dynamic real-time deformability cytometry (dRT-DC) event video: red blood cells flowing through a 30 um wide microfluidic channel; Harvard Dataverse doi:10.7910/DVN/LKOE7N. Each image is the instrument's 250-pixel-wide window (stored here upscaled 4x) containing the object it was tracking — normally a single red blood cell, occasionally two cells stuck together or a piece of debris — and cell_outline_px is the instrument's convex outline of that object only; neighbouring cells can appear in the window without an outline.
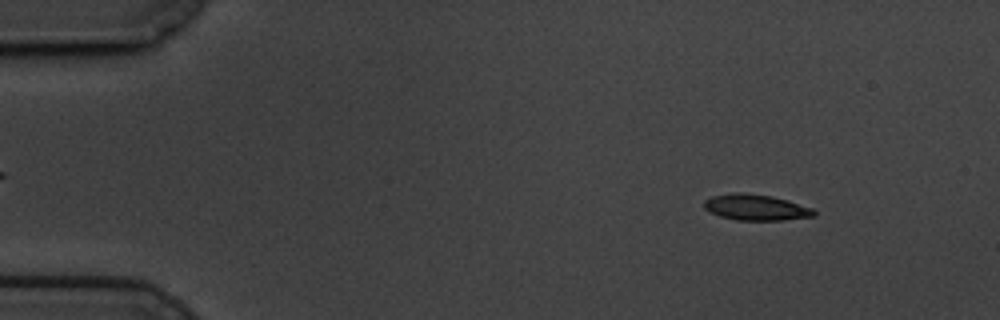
{"species": "common noctule bat (a hibernating species)", "species_latin": "Nyctalus noctula", "temperature_condition": "cold", "stored_images_in_passage": 59, "camera_frame_rate_fps": 3000, "um_per_image_px": 0.085, "animal": {"sex": "male", "body_mass_g": 19.5, "forearm_length_mm": 54.6}, "frame": {"image": 1, "passage_image": 7, "time_ms": 2.0, "image_size_px": [1000, 320], "cell_outline_px": [[816, 216], [784, 220], [736, 220], [720, 216], [704, 208], [704, 200], [712, 196], [732, 192], [744, 192], [772, 196], [788, 200], [812, 208], [816, 212]], "centroid_in_image_um": [64.26, 17.62], "position_along_channel_um": 20.7, "area_um2": 16.7}}
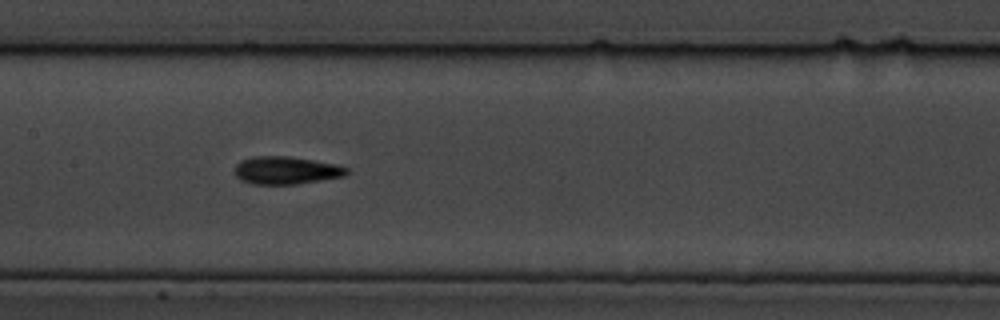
{"frame": {"image": 2, "passage_image": 29, "time_ms": 9.333, "image_size_px": [1000, 320], "cell_outline_px": [[348, 172], [344, 176], [296, 184], [252, 184], [240, 180], [236, 176], [236, 164], [240, 160], [256, 156], [288, 156], [336, 164], [348, 168]], "centroid_in_image_um": [24.3, 14.48], "position_along_channel_um": 183.1, "area_um2": 17.98}}
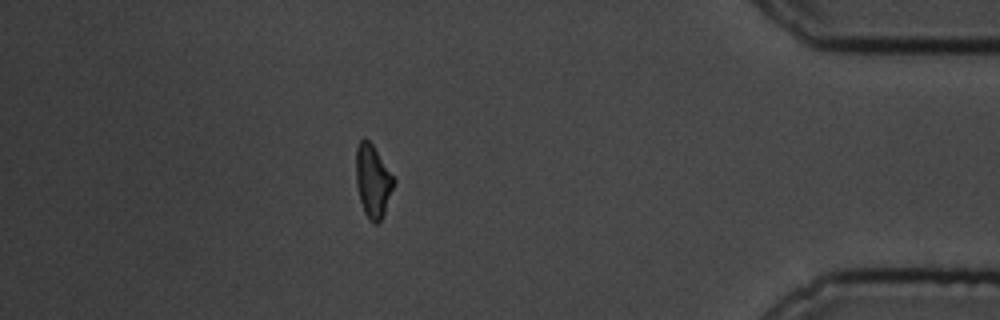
{"frame": {"image": 3, "passage_image": 52, "time_ms": 17.0, "image_size_px": [1000, 320], "cell_outline_px": [[396, 180], [384, 212], [380, 220], [376, 224], [372, 224], [368, 220], [364, 212], [360, 200], [356, 184], [356, 148], [360, 140], [364, 136], [372, 144]], "centroid_in_image_um": [31.68, 15.38], "position_along_channel_um": 403.5, "area_um2": 15.95}, "authors_computed_cell_mechanics": {"area_um2": 17.051, "velocity_mm_per_s": 3.4058, "shape_relaxation_time_tau1_ms": 5.0906, "shape_relaxation_time_tau2_ms": 3.7037, "deformation_change_tau1": 0.1656, "deformation_change_tau2": 0.0993}}